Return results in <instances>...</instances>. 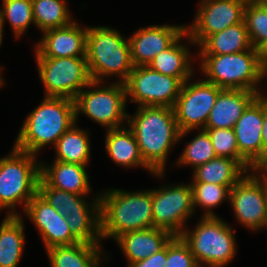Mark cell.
Wrapping results in <instances>:
<instances>
[{
  "label": "cell",
  "mask_w": 267,
  "mask_h": 267,
  "mask_svg": "<svg viewBox=\"0 0 267 267\" xmlns=\"http://www.w3.org/2000/svg\"><path fill=\"white\" fill-rule=\"evenodd\" d=\"M127 124L132 130L144 162L154 172H164L171 148L180 141L172 107L137 106L134 115L128 114Z\"/></svg>",
  "instance_id": "6da1fadb"
},
{
  "label": "cell",
  "mask_w": 267,
  "mask_h": 267,
  "mask_svg": "<svg viewBox=\"0 0 267 267\" xmlns=\"http://www.w3.org/2000/svg\"><path fill=\"white\" fill-rule=\"evenodd\" d=\"M76 124L75 101L62 97H46L25 118L16 138L15 148L37 156Z\"/></svg>",
  "instance_id": "7a4b0ae2"
},
{
  "label": "cell",
  "mask_w": 267,
  "mask_h": 267,
  "mask_svg": "<svg viewBox=\"0 0 267 267\" xmlns=\"http://www.w3.org/2000/svg\"><path fill=\"white\" fill-rule=\"evenodd\" d=\"M99 198L102 239L154 228L151 190L129 192L114 188L99 194Z\"/></svg>",
  "instance_id": "3957f363"
},
{
  "label": "cell",
  "mask_w": 267,
  "mask_h": 267,
  "mask_svg": "<svg viewBox=\"0 0 267 267\" xmlns=\"http://www.w3.org/2000/svg\"><path fill=\"white\" fill-rule=\"evenodd\" d=\"M198 56L200 70L207 77V82L221 89L250 90L262 94L258 85L265 78V55L261 51L252 48L233 54Z\"/></svg>",
  "instance_id": "277c9868"
},
{
  "label": "cell",
  "mask_w": 267,
  "mask_h": 267,
  "mask_svg": "<svg viewBox=\"0 0 267 267\" xmlns=\"http://www.w3.org/2000/svg\"><path fill=\"white\" fill-rule=\"evenodd\" d=\"M86 60L91 79L97 82L114 75L124 83L134 68L128 38L106 26L88 27Z\"/></svg>",
  "instance_id": "5b68a950"
},
{
  "label": "cell",
  "mask_w": 267,
  "mask_h": 267,
  "mask_svg": "<svg viewBox=\"0 0 267 267\" xmlns=\"http://www.w3.org/2000/svg\"><path fill=\"white\" fill-rule=\"evenodd\" d=\"M6 157L0 158V210L9 209L8 216H21L16 205L28 202L38 193L40 163L36 155L14 146Z\"/></svg>",
  "instance_id": "8992f818"
},
{
  "label": "cell",
  "mask_w": 267,
  "mask_h": 267,
  "mask_svg": "<svg viewBox=\"0 0 267 267\" xmlns=\"http://www.w3.org/2000/svg\"><path fill=\"white\" fill-rule=\"evenodd\" d=\"M200 219L192 231L187 227L180 236L190 247L199 267L227 266L238 249L234 229L218 216Z\"/></svg>",
  "instance_id": "52a82bcc"
},
{
  "label": "cell",
  "mask_w": 267,
  "mask_h": 267,
  "mask_svg": "<svg viewBox=\"0 0 267 267\" xmlns=\"http://www.w3.org/2000/svg\"><path fill=\"white\" fill-rule=\"evenodd\" d=\"M86 88L93 89L84 88L74 99L76 122L82 113L106 127V130L125 126L122 124L127 122L128 114L125 108L127 96L124 83L114 82L104 86V82L92 81Z\"/></svg>",
  "instance_id": "ba28073f"
},
{
  "label": "cell",
  "mask_w": 267,
  "mask_h": 267,
  "mask_svg": "<svg viewBox=\"0 0 267 267\" xmlns=\"http://www.w3.org/2000/svg\"><path fill=\"white\" fill-rule=\"evenodd\" d=\"M46 97L74 100L92 82L86 57L36 58Z\"/></svg>",
  "instance_id": "9c48e42d"
},
{
  "label": "cell",
  "mask_w": 267,
  "mask_h": 267,
  "mask_svg": "<svg viewBox=\"0 0 267 267\" xmlns=\"http://www.w3.org/2000/svg\"><path fill=\"white\" fill-rule=\"evenodd\" d=\"M222 90L205 79L196 82L188 79L183 83L173 107L181 131L180 140L194 129L205 128L218 94Z\"/></svg>",
  "instance_id": "30bf717a"
},
{
  "label": "cell",
  "mask_w": 267,
  "mask_h": 267,
  "mask_svg": "<svg viewBox=\"0 0 267 267\" xmlns=\"http://www.w3.org/2000/svg\"><path fill=\"white\" fill-rule=\"evenodd\" d=\"M127 100L138 106L174 107L183 83L176 77L136 66L124 82ZM130 96V97H129Z\"/></svg>",
  "instance_id": "8fae6325"
},
{
  "label": "cell",
  "mask_w": 267,
  "mask_h": 267,
  "mask_svg": "<svg viewBox=\"0 0 267 267\" xmlns=\"http://www.w3.org/2000/svg\"><path fill=\"white\" fill-rule=\"evenodd\" d=\"M151 192L154 227L180 236L187 228L185 222L195 213L191 184L165 185Z\"/></svg>",
  "instance_id": "7c38bea8"
},
{
  "label": "cell",
  "mask_w": 267,
  "mask_h": 267,
  "mask_svg": "<svg viewBox=\"0 0 267 267\" xmlns=\"http://www.w3.org/2000/svg\"><path fill=\"white\" fill-rule=\"evenodd\" d=\"M244 0H201L192 25H186L187 42L199 46L208 36L244 19Z\"/></svg>",
  "instance_id": "4fadbf2b"
},
{
  "label": "cell",
  "mask_w": 267,
  "mask_h": 267,
  "mask_svg": "<svg viewBox=\"0 0 267 267\" xmlns=\"http://www.w3.org/2000/svg\"><path fill=\"white\" fill-rule=\"evenodd\" d=\"M229 203L239 223L251 231L260 230L267 208V182L254 171L247 172L231 188Z\"/></svg>",
  "instance_id": "5bb4252c"
},
{
  "label": "cell",
  "mask_w": 267,
  "mask_h": 267,
  "mask_svg": "<svg viewBox=\"0 0 267 267\" xmlns=\"http://www.w3.org/2000/svg\"><path fill=\"white\" fill-rule=\"evenodd\" d=\"M23 212L38 229L45 250L80 242L71 233L66 217L54 209L39 193L28 202Z\"/></svg>",
  "instance_id": "9a60e30c"
},
{
  "label": "cell",
  "mask_w": 267,
  "mask_h": 267,
  "mask_svg": "<svg viewBox=\"0 0 267 267\" xmlns=\"http://www.w3.org/2000/svg\"><path fill=\"white\" fill-rule=\"evenodd\" d=\"M88 27L77 21L69 25L43 32L41 41L36 43L35 58L86 57Z\"/></svg>",
  "instance_id": "2e32d148"
},
{
  "label": "cell",
  "mask_w": 267,
  "mask_h": 267,
  "mask_svg": "<svg viewBox=\"0 0 267 267\" xmlns=\"http://www.w3.org/2000/svg\"><path fill=\"white\" fill-rule=\"evenodd\" d=\"M185 27L186 25H152L136 31L128 38L134 67L148 66L185 32Z\"/></svg>",
  "instance_id": "e0dca14e"
},
{
  "label": "cell",
  "mask_w": 267,
  "mask_h": 267,
  "mask_svg": "<svg viewBox=\"0 0 267 267\" xmlns=\"http://www.w3.org/2000/svg\"><path fill=\"white\" fill-rule=\"evenodd\" d=\"M264 97L258 95L234 124L239 153L253 166L263 158Z\"/></svg>",
  "instance_id": "ac0fdd59"
},
{
  "label": "cell",
  "mask_w": 267,
  "mask_h": 267,
  "mask_svg": "<svg viewBox=\"0 0 267 267\" xmlns=\"http://www.w3.org/2000/svg\"><path fill=\"white\" fill-rule=\"evenodd\" d=\"M48 166L40 162L38 187H54L77 195H88L91 191L86 165L52 162Z\"/></svg>",
  "instance_id": "d6986e66"
},
{
  "label": "cell",
  "mask_w": 267,
  "mask_h": 267,
  "mask_svg": "<svg viewBox=\"0 0 267 267\" xmlns=\"http://www.w3.org/2000/svg\"><path fill=\"white\" fill-rule=\"evenodd\" d=\"M172 237L167 230L154 227L123 233L115 241L126 256L127 265H130L159 252Z\"/></svg>",
  "instance_id": "ffe728a7"
},
{
  "label": "cell",
  "mask_w": 267,
  "mask_h": 267,
  "mask_svg": "<svg viewBox=\"0 0 267 267\" xmlns=\"http://www.w3.org/2000/svg\"><path fill=\"white\" fill-rule=\"evenodd\" d=\"M258 96L250 90L223 89L216 99L204 129H233L243 111Z\"/></svg>",
  "instance_id": "44dd1931"
},
{
  "label": "cell",
  "mask_w": 267,
  "mask_h": 267,
  "mask_svg": "<svg viewBox=\"0 0 267 267\" xmlns=\"http://www.w3.org/2000/svg\"><path fill=\"white\" fill-rule=\"evenodd\" d=\"M105 149L111 160L123 167H144L156 177L165 172H154L143 160L137 140L130 128L125 126L106 130Z\"/></svg>",
  "instance_id": "7402d4cb"
},
{
  "label": "cell",
  "mask_w": 267,
  "mask_h": 267,
  "mask_svg": "<svg viewBox=\"0 0 267 267\" xmlns=\"http://www.w3.org/2000/svg\"><path fill=\"white\" fill-rule=\"evenodd\" d=\"M187 37L185 31L169 48L160 52L148 66L161 74L176 77L182 83L191 79L194 73L189 48L181 40ZM181 42V43H180Z\"/></svg>",
  "instance_id": "603a6c76"
},
{
  "label": "cell",
  "mask_w": 267,
  "mask_h": 267,
  "mask_svg": "<svg viewBox=\"0 0 267 267\" xmlns=\"http://www.w3.org/2000/svg\"><path fill=\"white\" fill-rule=\"evenodd\" d=\"M100 244L78 242L72 245L54 246L46 250L50 267H100Z\"/></svg>",
  "instance_id": "cb8c5ba5"
},
{
  "label": "cell",
  "mask_w": 267,
  "mask_h": 267,
  "mask_svg": "<svg viewBox=\"0 0 267 267\" xmlns=\"http://www.w3.org/2000/svg\"><path fill=\"white\" fill-rule=\"evenodd\" d=\"M198 47V55L233 54L253 48L244 20L208 36Z\"/></svg>",
  "instance_id": "d4e9b609"
},
{
  "label": "cell",
  "mask_w": 267,
  "mask_h": 267,
  "mask_svg": "<svg viewBox=\"0 0 267 267\" xmlns=\"http://www.w3.org/2000/svg\"><path fill=\"white\" fill-rule=\"evenodd\" d=\"M22 216H6L0 224V267H18L24 250Z\"/></svg>",
  "instance_id": "484cf974"
},
{
  "label": "cell",
  "mask_w": 267,
  "mask_h": 267,
  "mask_svg": "<svg viewBox=\"0 0 267 267\" xmlns=\"http://www.w3.org/2000/svg\"><path fill=\"white\" fill-rule=\"evenodd\" d=\"M246 173L236 160L216 156L194 169L192 182L235 185Z\"/></svg>",
  "instance_id": "4316f807"
},
{
  "label": "cell",
  "mask_w": 267,
  "mask_h": 267,
  "mask_svg": "<svg viewBox=\"0 0 267 267\" xmlns=\"http://www.w3.org/2000/svg\"><path fill=\"white\" fill-rule=\"evenodd\" d=\"M74 124L57 141L55 145L56 161L86 165L90 161L89 132Z\"/></svg>",
  "instance_id": "83f0119b"
},
{
  "label": "cell",
  "mask_w": 267,
  "mask_h": 267,
  "mask_svg": "<svg viewBox=\"0 0 267 267\" xmlns=\"http://www.w3.org/2000/svg\"><path fill=\"white\" fill-rule=\"evenodd\" d=\"M38 193L62 216L74 212H100V198L87 202L85 195H77L54 187H38Z\"/></svg>",
  "instance_id": "f1b7e54d"
},
{
  "label": "cell",
  "mask_w": 267,
  "mask_h": 267,
  "mask_svg": "<svg viewBox=\"0 0 267 267\" xmlns=\"http://www.w3.org/2000/svg\"><path fill=\"white\" fill-rule=\"evenodd\" d=\"M66 0H32L35 26L44 31L64 27L72 20Z\"/></svg>",
  "instance_id": "f546056e"
},
{
  "label": "cell",
  "mask_w": 267,
  "mask_h": 267,
  "mask_svg": "<svg viewBox=\"0 0 267 267\" xmlns=\"http://www.w3.org/2000/svg\"><path fill=\"white\" fill-rule=\"evenodd\" d=\"M243 20L252 47L267 57V2H247Z\"/></svg>",
  "instance_id": "4dcf8cb0"
},
{
  "label": "cell",
  "mask_w": 267,
  "mask_h": 267,
  "mask_svg": "<svg viewBox=\"0 0 267 267\" xmlns=\"http://www.w3.org/2000/svg\"><path fill=\"white\" fill-rule=\"evenodd\" d=\"M193 191L194 212L197 206L204 208L203 217H217L212 209L224 200L229 201L230 191L234 185H218L215 183L191 182Z\"/></svg>",
  "instance_id": "1f68e13d"
},
{
  "label": "cell",
  "mask_w": 267,
  "mask_h": 267,
  "mask_svg": "<svg viewBox=\"0 0 267 267\" xmlns=\"http://www.w3.org/2000/svg\"><path fill=\"white\" fill-rule=\"evenodd\" d=\"M71 233L80 241L89 244H100V212H74L66 216Z\"/></svg>",
  "instance_id": "d6a6232c"
},
{
  "label": "cell",
  "mask_w": 267,
  "mask_h": 267,
  "mask_svg": "<svg viewBox=\"0 0 267 267\" xmlns=\"http://www.w3.org/2000/svg\"><path fill=\"white\" fill-rule=\"evenodd\" d=\"M2 24L8 20L15 38H20L31 24L35 25L32 11V0H3L0 8Z\"/></svg>",
  "instance_id": "836d02e7"
},
{
  "label": "cell",
  "mask_w": 267,
  "mask_h": 267,
  "mask_svg": "<svg viewBox=\"0 0 267 267\" xmlns=\"http://www.w3.org/2000/svg\"><path fill=\"white\" fill-rule=\"evenodd\" d=\"M216 157L211 139L205 129H200L181 153L176 164L190 165L195 169L197 166L205 164Z\"/></svg>",
  "instance_id": "e575fe53"
},
{
  "label": "cell",
  "mask_w": 267,
  "mask_h": 267,
  "mask_svg": "<svg viewBox=\"0 0 267 267\" xmlns=\"http://www.w3.org/2000/svg\"><path fill=\"white\" fill-rule=\"evenodd\" d=\"M211 139L216 156L236 160L247 172L253 171V166L239 153L236 136L233 129H205Z\"/></svg>",
  "instance_id": "d590c367"
},
{
  "label": "cell",
  "mask_w": 267,
  "mask_h": 267,
  "mask_svg": "<svg viewBox=\"0 0 267 267\" xmlns=\"http://www.w3.org/2000/svg\"><path fill=\"white\" fill-rule=\"evenodd\" d=\"M164 267H199L190 247L181 236H173L167 243V260Z\"/></svg>",
  "instance_id": "8d00e7d4"
},
{
  "label": "cell",
  "mask_w": 267,
  "mask_h": 267,
  "mask_svg": "<svg viewBox=\"0 0 267 267\" xmlns=\"http://www.w3.org/2000/svg\"><path fill=\"white\" fill-rule=\"evenodd\" d=\"M167 260V245L157 253L150 257L131 263L128 267H164Z\"/></svg>",
  "instance_id": "74e56055"
},
{
  "label": "cell",
  "mask_w": 267,
  "mask_h": 267,
  "mask_svg": "<svg viewBox=\"0 0 267 267\" xmlns=\"http://www.w3.org/2000/svg\"><path fill=\"white\" fill-rule=\"evenodd\" d=\"M263 157L267 154V100L264 98V119L262 128Z\"/></svg>",
  "instance_id": "f35d334b"
},
{
  "label": "cell",
  "mask_w": 267,
  "mask_h": 267,
  "mask_svg": "<svg viewBox=\"0 0 267 267\" xmlns=\"http://www.w3.org/2000/svg\"><path fill=\"white\" fill-rule=\"evenodd\" d=\"M253 171L267 182V154L256 164Z\"/></svg>",
  "instance_id": "ab89813d"
},
{
  "label": "cell",
  "mask_w": 267,
  "mask_h": 267,
  "mask_svg": "<svg viewBox=\"0 0 267 267\" xmlns=\"http://www.w3.org/2000/svg\"><path fill=\"white\" fill-rule=\"evenodd\" d=\"M3 31H4V27L2 24V17H1V13H0V46L2 45Z\"/></svg>",
  "instance_id": "60d3db41"
},
{
  "label": "cell",
  "mask_w": 267,
  "mask_h": 267,
  "mask_svg": "<svg viewBox=\"0 0 267 267\" xmlns=\"http://www.w3.org/2000/svg\"><path fill=\"white\" fill-rule=\"evenodd\" d=\"M264 77H267V57H265V63H264ZM261 95L267 100V95H265V96L263 94H261Z\"/></svg>",
  "instance_id": "b9f144b4"
},
{
  "label": "cell",
  "mask_w": 267,
  "mask_h": 267,
  "mask_svg": "<svg viewBox=\"0 0 267 267\" xmlns=\"http://www.w3.org/2000/svg\"><path fill=\"white\" fill-rule=\"evenodd\" d=\"M265 228L267 229V208H266L264 223H263L261 229H265Z\"/></svg>",
  "instance_id": "7bdbcfd3"
},
{
  "label": "cell",
  "mask_w": 267,
  "mask_h": 267,
  "mask_svg": "<svg viewBox=\"0 0 267 267\" xmlns=\"http://www.w3.org/2000/svg\"><path fill=\"white\" fill-rule=\"evenodd\" d=\"M1 70H2V68H1V66H0V73H2L1 72ZM4 79H2V76H1V74H0V88L4 85Z\"/></svg>",
  "instance_id": "ee69618b"
},
{
  "label": "cell",
  "mask_w": 267,
  "mask_h": 267,
  "mask_svg": "<svg viewBox=\"0 0 267 267\" xmlns=\"http://www.w3.org/2000/svg\"><path fill=\"white\" fill-rule=\"evenodd\" d=\"M246 2H260V1H266V0H244Z\"/></svg>",
  "instance_id": "f6af8a7d"
}]
</instances>
